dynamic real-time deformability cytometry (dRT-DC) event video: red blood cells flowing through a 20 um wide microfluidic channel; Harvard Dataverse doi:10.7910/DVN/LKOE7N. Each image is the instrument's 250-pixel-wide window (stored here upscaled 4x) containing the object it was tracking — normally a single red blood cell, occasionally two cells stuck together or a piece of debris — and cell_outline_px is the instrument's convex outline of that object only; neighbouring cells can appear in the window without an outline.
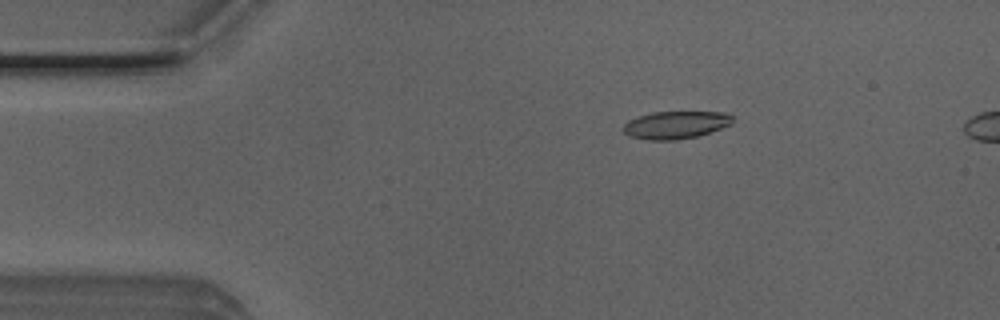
{"species": "Egyptian fruit bat (a non-hibernating species)", "species_latin": "Rousettus aegyptiacus", "temperature_condition": "room temperature", "stored_images_in_passage": 20, "camera_frame_rate_fps": 3000, "um_per_image_px": 0.085, "animal": {"sex": "male"}, "frame": {"image": 1, "passage_image": 9, "time_ms": 2.667, "image_size_px": [1000, 320], "cell_outline_px": [[732, 124], [696, 136], [676, 140], [648, 140], [628, 136], [620, 128], [628, 120], [636, 116], [652, 112], [724, 112], [732, 116]], "centroid_in_image_um": [57.35, 10.61], "position_along_channel_um": 27.6, "area_um2": 17.63}}